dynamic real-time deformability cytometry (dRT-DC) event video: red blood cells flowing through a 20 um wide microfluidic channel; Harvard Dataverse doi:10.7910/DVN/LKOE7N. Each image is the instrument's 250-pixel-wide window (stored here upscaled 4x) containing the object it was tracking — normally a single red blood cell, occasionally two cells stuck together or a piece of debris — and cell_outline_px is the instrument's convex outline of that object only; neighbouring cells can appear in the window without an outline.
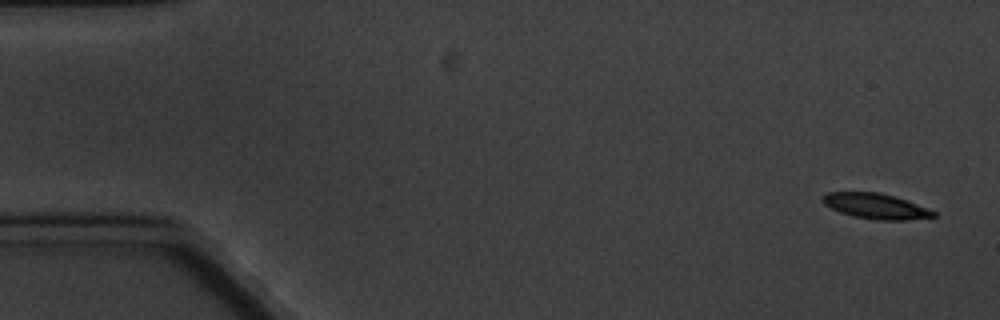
{"species": "common noctule bat (a hibernating species)", "species_latin": "Nyctalus noctula", "temperature_condition": "cold", "stored_images_in_passage": 5, "segment_of_instrument_passage": [2, 2], "camera_frame_rate_fps": 3000, "um_per_image_px": 0.085, "animal": {"sex": "male", "body_mass_g": 20.1, "forearm_length_mm": 53.5}, "frame": {"image": 1, "passage_image": 5, "time_ms": 4.667, "image_size_px": [1000, 320], "cell_outline_px": [[936, 216], [908, 220], [876, 220], [852, 216], [840, 212], [824, 204], [820, 196], [828, 192], [880, 192], [916, 204], [936, 212]], "centroid_in_image_um": [74.39, 17.52], "position_along_channel_um": 10.6, "area_um2": 16.24}}